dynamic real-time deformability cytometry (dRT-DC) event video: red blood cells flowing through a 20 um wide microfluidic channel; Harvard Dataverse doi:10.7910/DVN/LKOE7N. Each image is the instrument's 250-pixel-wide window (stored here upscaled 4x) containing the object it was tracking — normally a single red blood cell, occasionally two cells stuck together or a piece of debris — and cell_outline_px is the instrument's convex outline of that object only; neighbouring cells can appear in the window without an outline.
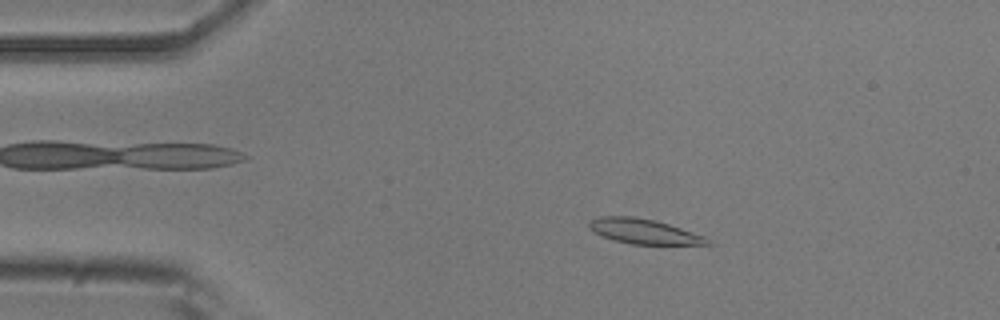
{"species": "common noctule bat (a hibernating species)", "species_latin": "Nyctalus noctula", "temperature_condition": "room temperature", "stored_images_in_passage": 52, "camera_frame_rate_fps": 3000, "um_per_image_px": 0.085, "animal": {"sex": "male", "body_mass_g": 20.5, "forearm_length_mm": 52.5}, "frame": {"image": 1, "passage_image": 9, "time_ms": 2.667, "image_size_px": [1000, 320], "cell_outline_px": [[712, 244], [632, 244], [616, 240], [604, 236], [596, 232], [588, 224], [592, 220], [600, 216], [632, 216], [656, 220], [704, 236]], "centroid_in_image_um": [54.74, 19.66], "position_along_channel_um": 30.3, "area_um2": 16.65}}
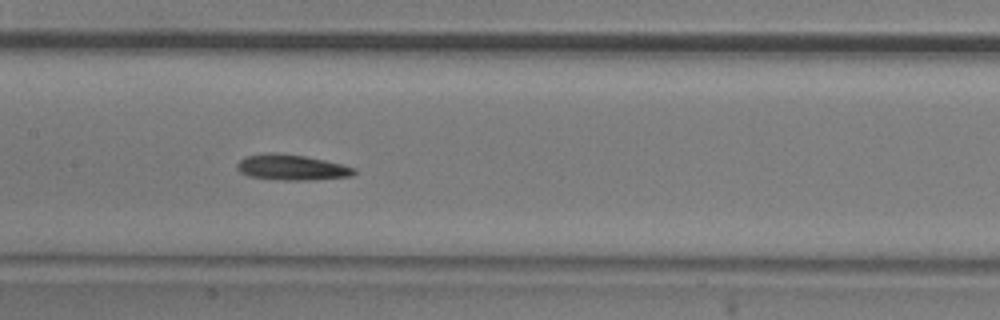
{"frame": {"image": 2, "passage_image": 25, "time_ms": 8.0, "image_size_px": [1000, 320], "cell_outline_px": [[356, 172], [352, 176], [308, 180], [276, 180], [248, 176], [240, 172], [236, 168], [236, 164], [244, 156], [268, 152], [276, 152], [304, 156], [324, 160], [356, 168]], "centroid_in_image_um": [24.74, 14.22], "position_along_channel_um": 182.7, "area_um2": 17.57}}
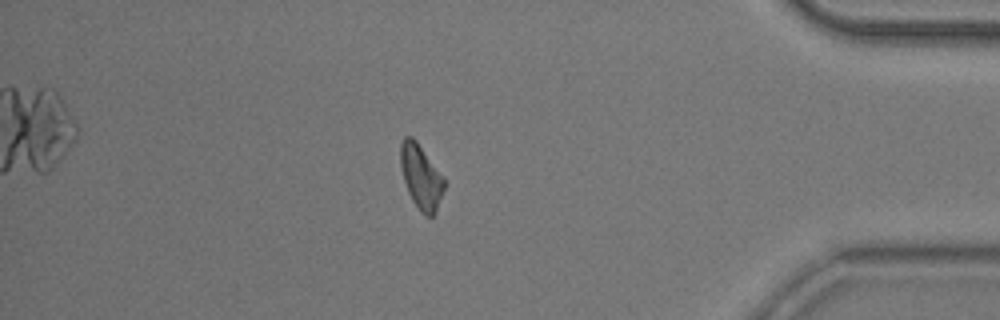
{"frame": {"image": 3, "passage_image": 45, "time_ms": 14.667, "image_size_px": [1000, 320], "cell_outline_px": [[444, 188], [436, 212], [432, 216], [424, 216], [420, 212], [412, 200], [408, 192], [404, 180], [400, 164], [400, 144], [404, 136], [412, 136], [416, 140], [444, 180]], "centroid_in_image_um": [35.75, 15.04], "position_along_channel_um": 399.4, "area_um2": 16.07}, "authors_computed_cell_mechanics": {"area_um2": 16.6464, "velocity_mm_per_s": 3.8148, "shape_relaxation_time_tau1_ms": 5.5819, "shape_relaxation_time_tau2_ms": 4.3129, "deformation_change_tau1": 0.1794, "deformation_change_tau2": 0.1134}}